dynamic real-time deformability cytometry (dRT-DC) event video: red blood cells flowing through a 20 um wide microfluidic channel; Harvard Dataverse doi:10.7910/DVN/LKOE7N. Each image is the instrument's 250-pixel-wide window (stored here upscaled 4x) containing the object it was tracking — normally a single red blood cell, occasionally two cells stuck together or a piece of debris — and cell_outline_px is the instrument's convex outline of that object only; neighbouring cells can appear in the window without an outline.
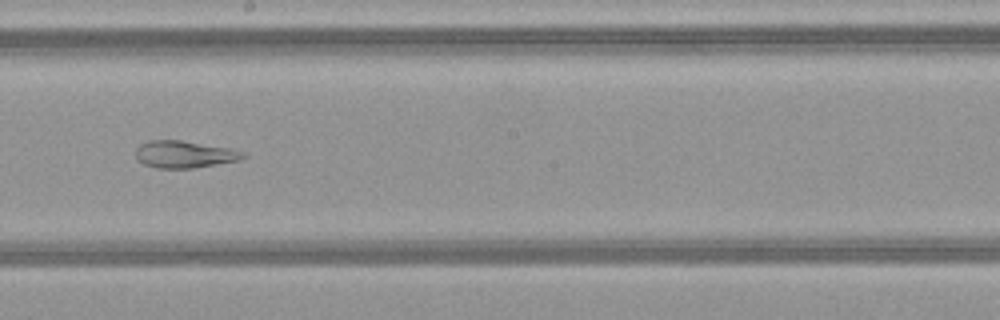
{"species": "common noctule bat (a hibernating species)", "species_latin": "Nyctalus noctula", "temperature_condition": "warm", "stored_images_in_passage": 50, "segment_of_instrument_passage": [2, 2], "camera_frame_rate_fps": 3000, "um_per_image_px": 0.085, "animal": {"sex": "female", "body_mass_g": 21.9}, "frame": {"image": 1, "passage_image": 29, "time_ms": 9.333, "image_size_px": [1000, 320], "cell_outline_px": [[248, 156], [240, 160], [192, 168], [156, 168], [144, 164], [136, 160], [136, 148], [140, 144], [148, 140], [180, 140], [228, 148], [244, 152]], "centroid_in_image_um": [15.64, 13.12], "position_along_channel_um": 232.6, "area_um2": 16.94}}
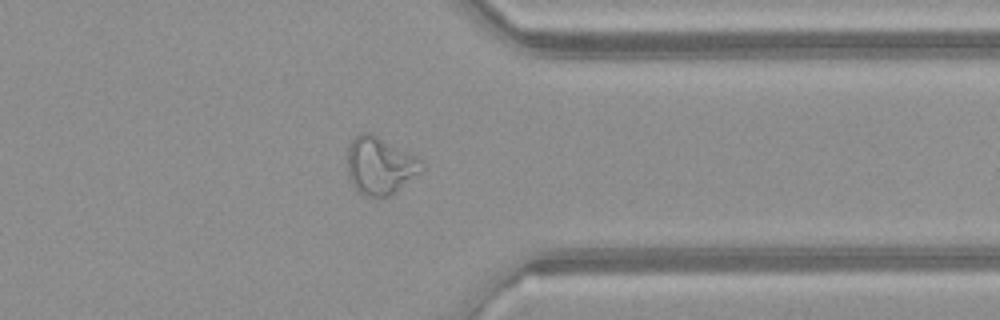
{"frame": {"image": 2, "passage_image": 40, "time_ms": 13.0, "image_size_px": [1000, 320], "cell_outline_px": [[424, 168], [396, 192], [388, 196], [364, 196], [352, 184], [348, 176], [348, 144], [360, 132], [372, 132], [424, 160]], "centroid_in_image_um": [32.31, 14.05], "position_along_channel_um": 379.1, "area_um2": 25.03}}
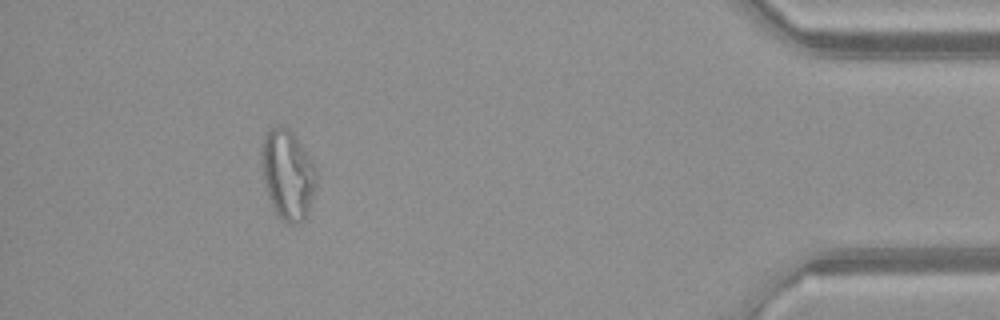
{"frame": {"image": 3, "passage_image": 46, "time_ms": 15.0, "image_size_px": [1000, 320], "cell_outline_px": [[316, 188], [308, 212], [296, 224], [288, 224], [280, 220], [272, 208], [264, 184], [260, 152], [264, 136], [268, 128], [288, 128], [296, 136], [312, 160], [316, 168]], "centroid_in_image_um": [24.44, 14.85], "position_along_channel_um": 410.8, "area_um2": 28.84}}